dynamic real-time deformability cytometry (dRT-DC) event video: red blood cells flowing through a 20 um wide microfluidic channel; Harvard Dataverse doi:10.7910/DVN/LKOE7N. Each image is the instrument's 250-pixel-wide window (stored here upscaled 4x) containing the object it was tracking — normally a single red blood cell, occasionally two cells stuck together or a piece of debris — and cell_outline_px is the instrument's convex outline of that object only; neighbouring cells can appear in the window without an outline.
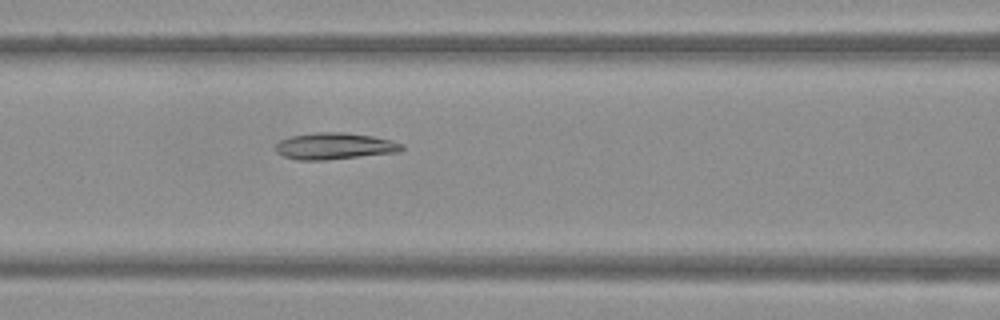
{"species": "Egyptian fruit bat (a non-hibernating species)", "species_latin": "Rousettus aegyptiacus", "temperature_condition": "warm", "stored_images_in_passage": 51, "camera_frame_rate_fps": 3000, "um_per_image_px": 0.085, "frame": {"image": 1, "passage_image": 22, "time_ms": 7.0, "image_size_px": [1000, 320], "cell_outline_px": [[404, 148], [400, 152], [328, 160], [296, 160], [284, 156], [276, 152], [276, 144], [280, 140], [292, 136], [316, 132], [344, 132], [372, 136], [392, 140], [404, 144]], "centroid_in_image_um": [28.47, 12.42], "position_along_channel_um": 138.1, "area_um2": 19.71}}
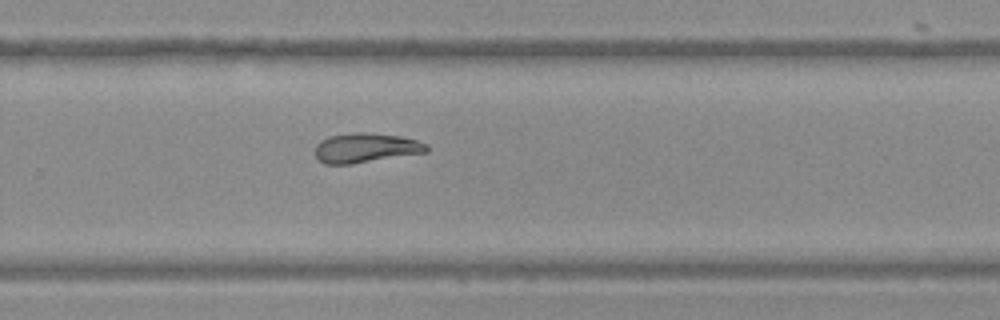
{"frame": {"image": 2, "passage_image": 34, "time_ms": 11.0, "image_size_px": [1000, 320], "cell_outline_px": [[428, 152], [352, 164], [324, 164], [316, 156], [316, 144], [320, 140], [328, 136], [356, 132], [364, 132], [400, 136], [416, 140], [428, 144]], "centroid_in_image_um": [31.09, 12.57], "position_along_channel_um": 298.7, "area_um2": 19.25}}
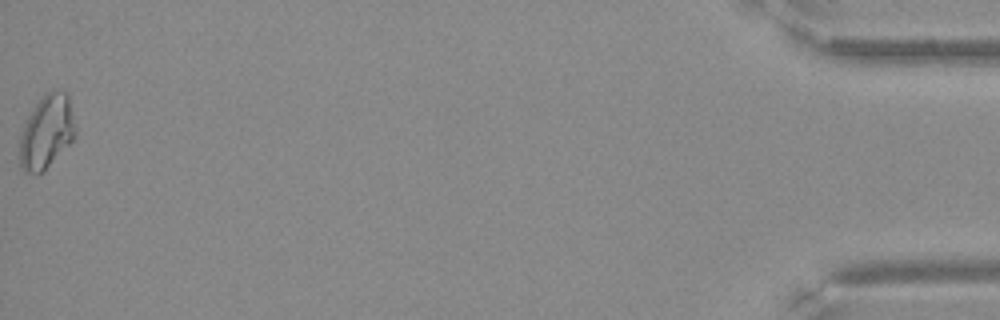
{"frame": {"image": 3, "passage_image": 51, "time_ms": 16.667, "image_size_px": [1000, 320], "cell_outline_px": [[76, 136], [44, 172], [36, 176], [24, 172], [20, 168], [20, 136], [24, 124], [28, 116], [36, 104], [48, 92], [68, 92], [76, 128]], "centroid_in_image_um": [3.96, 11.28], "position_along_channel_um": 431.2, "area_um2": 23.93}}